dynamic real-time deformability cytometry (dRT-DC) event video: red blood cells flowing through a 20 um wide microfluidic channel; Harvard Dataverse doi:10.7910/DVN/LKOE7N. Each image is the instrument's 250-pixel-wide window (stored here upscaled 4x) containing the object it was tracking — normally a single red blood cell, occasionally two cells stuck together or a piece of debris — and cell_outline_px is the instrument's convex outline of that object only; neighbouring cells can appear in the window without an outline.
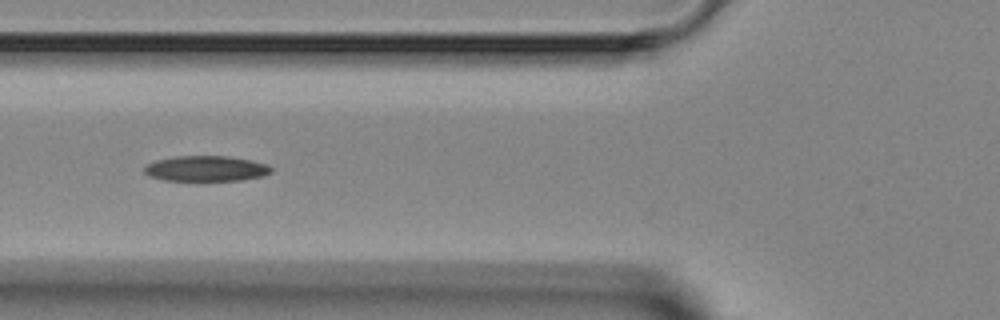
{"species": "Egyptian fruit bat (a non-hibernating species)", "species_latin": "Rousettus aegyptiacus", "temperature_condition": "room temperature", "stored_images_in_passage": 5, "camera_frame_rate_fps": 3000, "um_per_image_px": 0.085, "animal": {"sex": "female"}, "frame": {"image": 1, "passage_image": 5, "time_ms": 4.667, "image_size_px": [1000, 320], "cell_outline_px": [[272, 172], [264, 176], [240, 180], [164, 180], [148, 176], [144, 172], [144, 168], [148, 164], [156, 160], [172, 156], [228, 156], [252, 160], [268, 164], [272, 168]], "centroid_in_image_um": [17.53, 14.32], "position_along_channel_um": 108.3, "area_um2": 18.9}}